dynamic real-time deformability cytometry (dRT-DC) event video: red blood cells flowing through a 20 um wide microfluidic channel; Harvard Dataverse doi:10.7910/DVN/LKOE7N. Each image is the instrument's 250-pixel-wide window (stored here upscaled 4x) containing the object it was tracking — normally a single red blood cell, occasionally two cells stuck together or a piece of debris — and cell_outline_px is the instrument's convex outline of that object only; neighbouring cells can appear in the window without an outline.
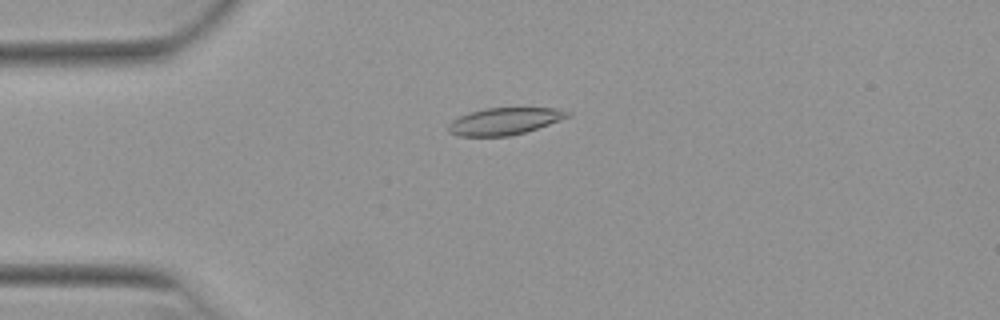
{"species": "Egyptian fruit bat (a non-hibernating species)", "species_latin": "Rousettus aegyptiacus", "temperature_condition": "warm", "stored_images_in_passage": 27, "camera_frame_rate_fps": 3000, "um_per_image_px": 0.085, "animal": {"sex": "female"}, "frame": {"image": 1, "passage_image": 3, "time_ms": 0.667, "image_size_px": [1000, 320], "cell_outline_px": [[572, 116], [524, 132], [508, 136], [460, 136], [448, 132], [448, 124], [452, 120], [460, 116], [484, 108], [556, 108], [572, 112]], "centroid_in_image_um": [42.89, 10.3], "position_along_channel_um": 42.1, "area_um2": 18.61}}
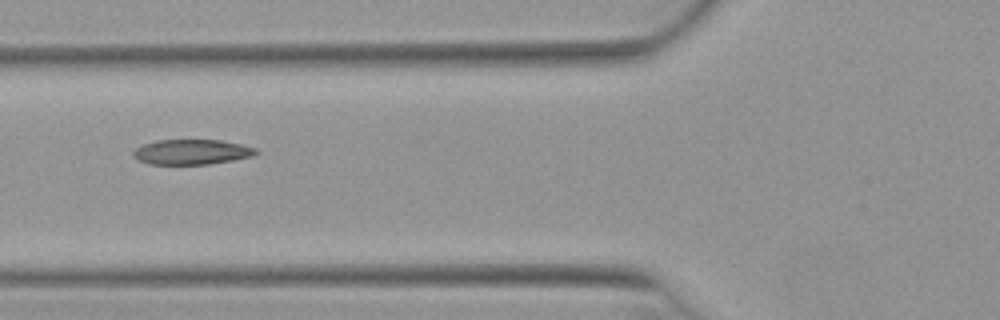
{"frame": {"image": 2, "passage_image": 10, "time_ms": 3.0, "image_size_px": [1000, 320], "cell_outline_px": [[260, 152], [252, 156], [232, 160], [208, 164], [148, 164], [136, 160], [132, 156], [132, 152], [136, 148], [144, 144], [156, 140], [220, 140], [240, 144], [256, 148]], "centroid_in_image_um": [16.26, 12.92], "position_along_channel_um": 109.5, "area_um2": 17.98}}
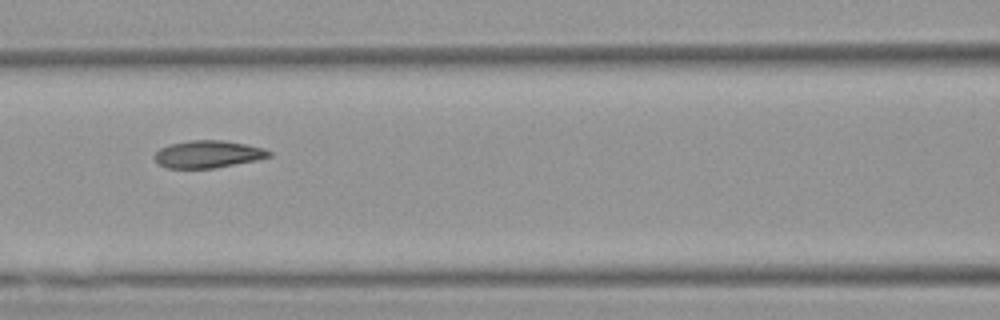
{"frame": {"image": 3, "passage_image": 13, "time_ms": 4.0, "image_size_px": [1000, 320], "cell_outline_px": [[272, 156], [256, 160], [212, 168], [168, 168], [160, 164], [152, 156], [160, 148], [168, 144], [192, 140], [220, 140], [244, 144], [264, 148], [272, 152]], "centroid_in_image_um": [17.66, 13.1], "position_along_channel_um": 148.9, "area_um2": 18.09}}